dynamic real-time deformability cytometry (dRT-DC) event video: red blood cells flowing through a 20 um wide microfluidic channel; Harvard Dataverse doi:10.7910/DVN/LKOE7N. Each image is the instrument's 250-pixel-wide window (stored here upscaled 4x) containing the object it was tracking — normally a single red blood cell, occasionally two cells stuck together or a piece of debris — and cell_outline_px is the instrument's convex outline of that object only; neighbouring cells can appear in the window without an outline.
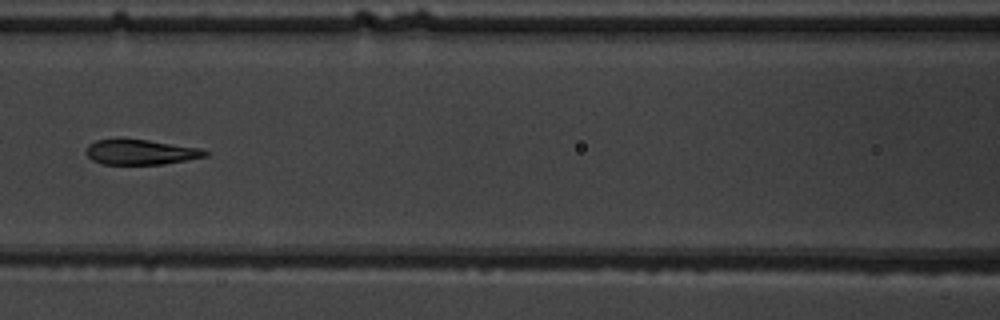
{"species": "common noctule bat (a hibernating species)", "species_latin": "Nyctalus noctula", "temperature_condition": "warm", "stored_images_in_passage": 5, "camera_frame_rate_fps": 3000, "um_per_image_px": 0.085, "animal": {"sex": "male", "body_mass_g": 19.5, "forearm_length_mm": 54.6}, "frame": {"image": 1, "passage_image": 5, "time_ms": 5.333, "image_size_px": [1000, 320], "cell_outline_px": [[208, 156], [164, 164], [104, 164], [92, 160], [88, 156], [88, 144], [96, 140], [148, 140], [200, 148], [208, 152]], "centroid_in_image_um": [12.0, 12.94], "position_along_channel_um": 154.6, "area_um2": 16.99}}